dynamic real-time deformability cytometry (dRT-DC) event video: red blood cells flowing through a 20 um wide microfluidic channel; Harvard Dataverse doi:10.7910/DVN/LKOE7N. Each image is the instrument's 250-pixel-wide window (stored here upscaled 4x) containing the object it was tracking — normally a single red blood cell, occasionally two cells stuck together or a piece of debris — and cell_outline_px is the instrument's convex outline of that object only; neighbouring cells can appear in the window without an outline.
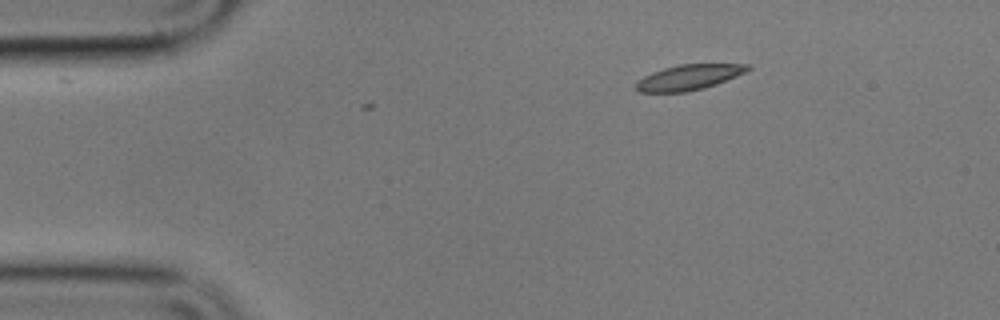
{"species": "common noctule bat (a hibernating species)", "species_latin": "Nyctalus noctula", "temperature_condition": "cold", "stored_images_in_passage": 3, "camera_frame_rate_fps": 3000, "um_per_image_px": 0.085, "animal": {"sex": "male", "body_mass_g": 17.9}, "frame": {"image": 1, "passage_image": 1, "time_ms": 0.0, "image_size_px": [1000, 320], "cell_outline_px": [[752, 68], [736, 76], [716, 84], [704, 88], [688, 92], [640, 92], [636, 88], [636, 84], [644, 76], [652, 72], [664, 68], [680, 64], [748, 64]], "centroid_in_image_um": [58.56, 6.57], "position_along_channel_um": 26.4, "area_um2": 16.3}}